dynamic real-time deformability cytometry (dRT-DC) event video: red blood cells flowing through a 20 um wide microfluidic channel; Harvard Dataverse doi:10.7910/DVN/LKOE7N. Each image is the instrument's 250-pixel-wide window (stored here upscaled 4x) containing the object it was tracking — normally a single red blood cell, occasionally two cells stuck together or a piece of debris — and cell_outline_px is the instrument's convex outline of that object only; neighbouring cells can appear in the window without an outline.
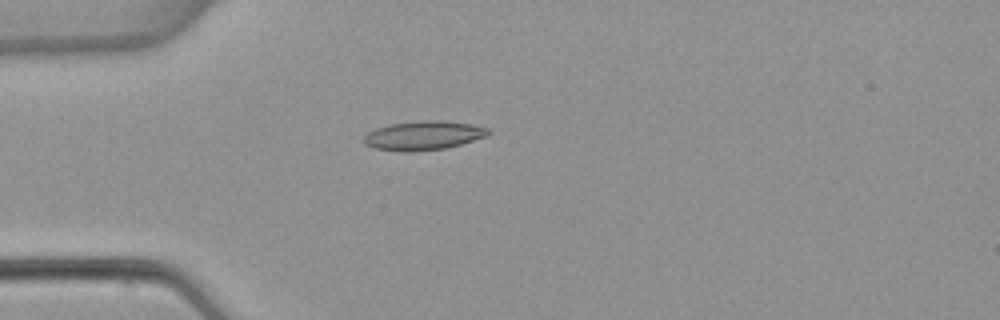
{"species": "common noctule bat (a hibernating species)", "species_latin": "Nyctalus noctula", "temperature_condition": "warm", "stored_images_in_passage": 4, "camera_frame_rate_fps": 3000, "um_per_image_px": 0.085, "animal": {"sex": "female", "body_mass_g": 22.7, "forearm_length_mm": 54.2}, "frame": {"image": 1, "passage_image": 4, "time_ms": 3.667, "image_size_px": [1000, 320], "cell_outline_px": [[492, 132], [488, 136], [460, 144], [444, 148], [408, 152], [400, 152], [372, 148], [364, 144], [364, 136], [368, 132], [376, 128], [392, 124], [420, 120], [440, 120], [472, 124], [488, 128]], "centroid_in_image_um": [35.99, 11.52], "position_along_channel_um": 49.0, "area_um2": 21.15}}